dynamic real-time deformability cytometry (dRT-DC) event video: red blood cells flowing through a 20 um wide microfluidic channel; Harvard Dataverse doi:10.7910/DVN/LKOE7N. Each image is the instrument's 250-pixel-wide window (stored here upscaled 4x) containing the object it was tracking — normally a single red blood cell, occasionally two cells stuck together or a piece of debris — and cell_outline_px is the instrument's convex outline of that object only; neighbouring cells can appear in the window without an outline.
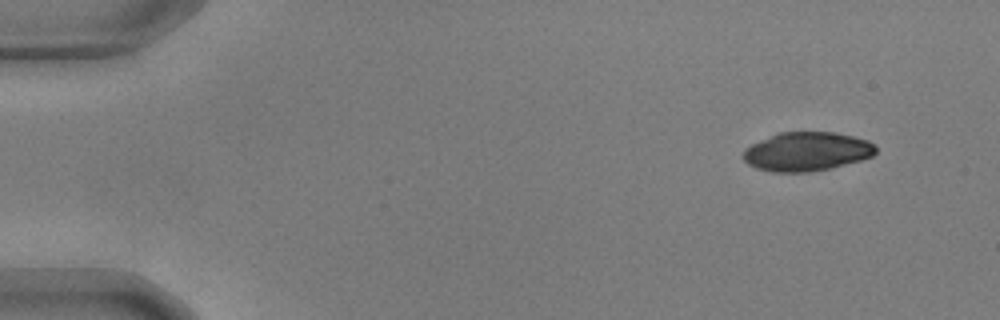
{"species": "common noctule bat (a hibernating species)", "species_latin": "Nyctalus noctula", "temperature_condition": "warm", "stored_images_in_passage": 51, "camera_frame_rate_fps": 3000, "um_per_image_px": 0.085, "animal": {"sex": "male", "body_mass_g": 17.9, "forearm_length_mm": 54.2}, "frame": {"image": 1, "passage_image": 1, "time_ms": 0.0, "image_size_px": [1000, 320], "cell_outline_px": [[876, 152], [872, 156], [860, 160], [832, 168], [808, 172], [772, 172], [756, 168], [748, 164], [744, 160], [744, 148], [752, 144], [780, 132], [836, 132], [868, 140], [876, 148]], "centroid_in_image_um": [68.58, 12.89], "position_along_channel_um": 16.4, "area_um2": 29.94}}